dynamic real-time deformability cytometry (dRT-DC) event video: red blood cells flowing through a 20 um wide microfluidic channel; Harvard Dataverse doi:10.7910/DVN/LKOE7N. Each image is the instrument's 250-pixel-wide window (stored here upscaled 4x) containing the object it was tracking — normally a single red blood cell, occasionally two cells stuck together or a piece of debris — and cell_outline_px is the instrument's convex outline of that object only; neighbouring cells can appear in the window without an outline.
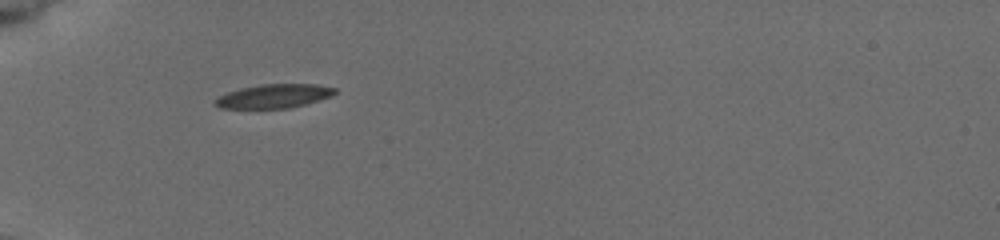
{"species": "common noctule bat (a hibernating species)", "species_latin": "Nyctalus noctula", "temperature_condition": "cold", "stored_images_in_passage": 3, "camera_frame_rate_fps": 3000, "um_per_image_px": 0.085, "animal": {"sex": "female", "body_mass_g": 19.5, "forearm_length_mm": 54.1}, "frame": {"image": 1, "passage_image": 1, "time_ms": 0.0, "image_size_px": [1000, 240], "cell_outline_px": [[336, 92], [332, 96], [320, 100], [288, 108], [220, 108], [212, 104], [212, 100], [228, 92], [240, 88], [260, 84], [316, 84], [336, 88]], "centroid_in_image_um": [23.26, 8.16], "position_along_channel_um": 61.7, "area_um2": 16.7}}
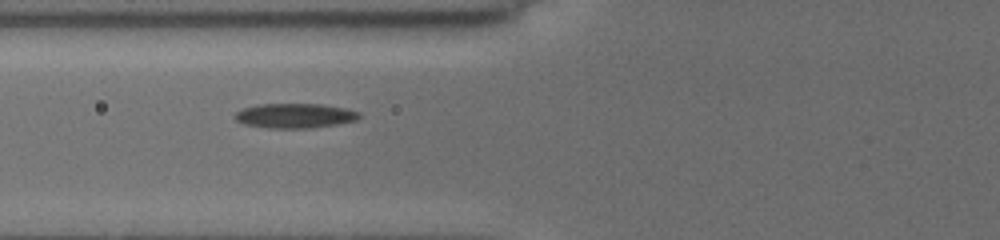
{"frame": {"image": 2, "passage_image": 2, "time_ms": 1.333, "image_size_px": [1000, 240], "cell_outline_px": [[360, 116], [356, 120], [336, 124], [308, 128], [268, 128], [244, 124], [236, 120], [232, 116], [236, 112], [244, 108], [256, 104], [320, 104], [348, 108], [360, 112]], "centroid_in_image_um": [25.05, 9.83], "position_along_channel_um": 100.8, "area_um2": 17.92}}
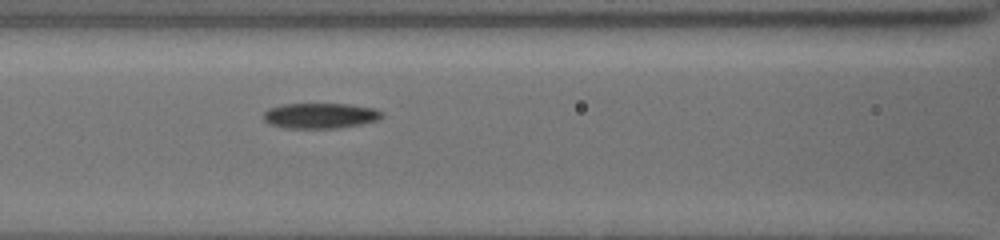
{"frame": {"image": 3, "passage_image": 3, "time_ms": 2.333, "image_size_px": [1000, 240], "cell_outline_px": [[384, 116], [376, 120], [360, 124], [336, 128], [288, 128], [272, 124], [264, 120], [264, 112], [268, 108], [280, 104], [348, 104], [376, 108], [384, 112]], "centroid_in_image_um": [27.25, 9.82], "position_along_channel_um": 139.4, "area_um2": 17.51}}